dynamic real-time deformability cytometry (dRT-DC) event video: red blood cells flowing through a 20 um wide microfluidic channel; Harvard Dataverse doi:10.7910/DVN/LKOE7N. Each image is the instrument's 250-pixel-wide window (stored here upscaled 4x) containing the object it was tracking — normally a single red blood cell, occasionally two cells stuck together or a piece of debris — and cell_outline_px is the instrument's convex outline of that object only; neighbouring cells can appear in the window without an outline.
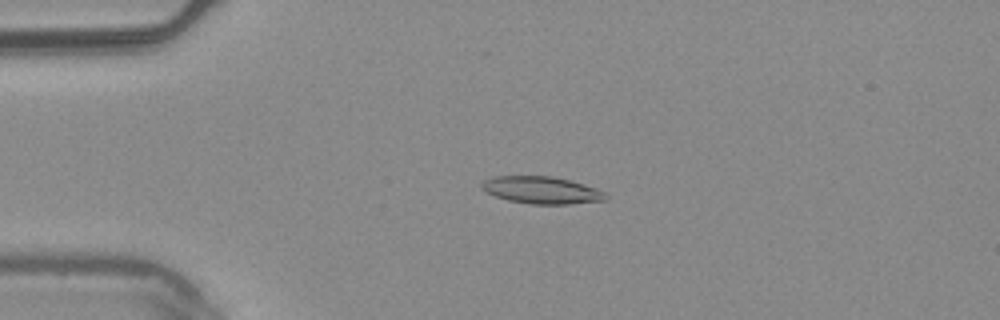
{"species": "common noctule bat (a hibernating species)", "species_latin": "Nyctalus noctula", "temperature_condition": "warm", "stored_images_in_passage": 3, "camera_frame_rate_fps": 3000, "um_per_image_px": 0.085, "animal": {"sex": "male", "body_mass_g": 20.4}, "frame": {"image": 1, "passage_image": 2, "time_ms": 0.333, "image_size_px": [1000, 320], "cell_outline_px": [[608, 200], [568, 204], [528, 204], [508, 200], [496, 196], [480, 188], [480, 184], [484, 180], [492, 176], [552, 176], [568, 180], [596, 188], [604, 192], [608, 196]], "centroid_in_image_um": [46.03, 16.16], "position_along_channel_um": 39.0, "area_um2": 19.65}}